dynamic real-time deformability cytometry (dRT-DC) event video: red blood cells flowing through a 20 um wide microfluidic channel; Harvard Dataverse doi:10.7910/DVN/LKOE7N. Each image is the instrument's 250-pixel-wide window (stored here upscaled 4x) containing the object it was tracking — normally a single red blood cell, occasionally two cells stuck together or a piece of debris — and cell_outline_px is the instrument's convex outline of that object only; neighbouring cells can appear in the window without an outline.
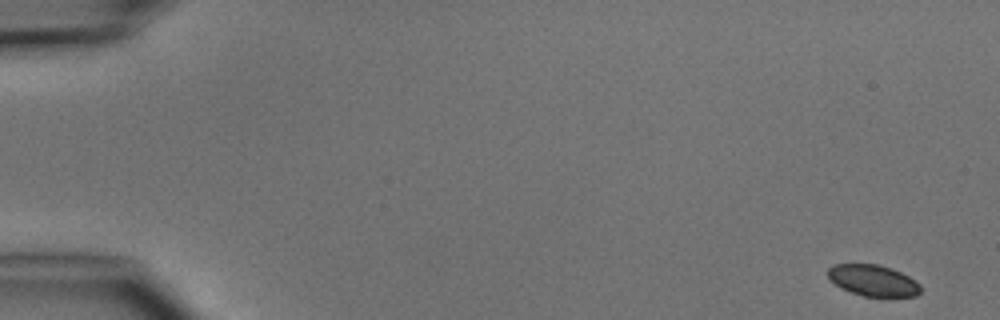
{"species": "common noctule bat (a hibernating species)", "species_latin": "Nyctalus noctula", "temperature_condition": "cold", "stored_images_in_passage": 5, "camera_frame_rate_fps": 3000, "um_per_image_px": 0.085, "animal": {"sex": "male", "body_mass_g": 15.6}, "frame": {"image": 1, "passage_image": 1, "time_ms": 0.0, "image_size_px": [1000, 320], "cell_outline_px": [[920, 292], [916, 296], [864, 296], [840, 288], [828, 276], [828, 268], [832, 264], [876, 264], [892, 268], [916, 280], [920, 284]], "centroid_in_image_um": [74.22, 23.83], "position_along_channel_um": 10.8, "area_um2": 16.76}}
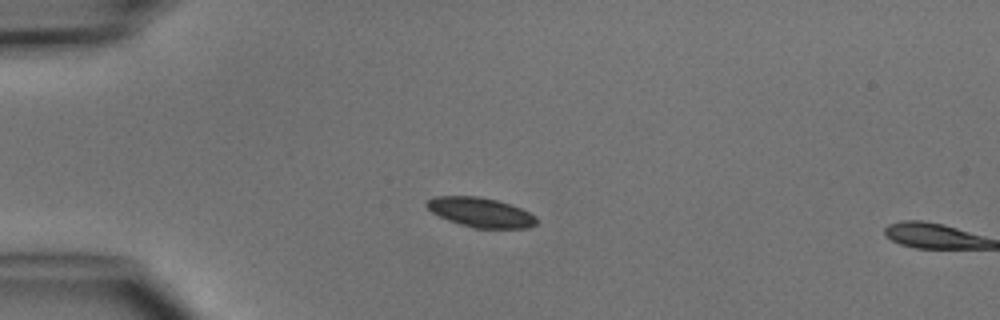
{"frame": {"image": 2, "passage_image": 4, "time_ms": 3.667, "image_size_px": [1000, 320], "cell_outline_px": [[536, 224], [528, 228], [472, 228], [448, 220], [432, 212], [424, 204], [428, 200], [436, 196], [480, 196], [496, 200], [520, 208], [536, 216]], "centroid_in_image_um": [40.84, 18.05], "position_along_channel_um": 44.2, "area_um2": 18.79}}